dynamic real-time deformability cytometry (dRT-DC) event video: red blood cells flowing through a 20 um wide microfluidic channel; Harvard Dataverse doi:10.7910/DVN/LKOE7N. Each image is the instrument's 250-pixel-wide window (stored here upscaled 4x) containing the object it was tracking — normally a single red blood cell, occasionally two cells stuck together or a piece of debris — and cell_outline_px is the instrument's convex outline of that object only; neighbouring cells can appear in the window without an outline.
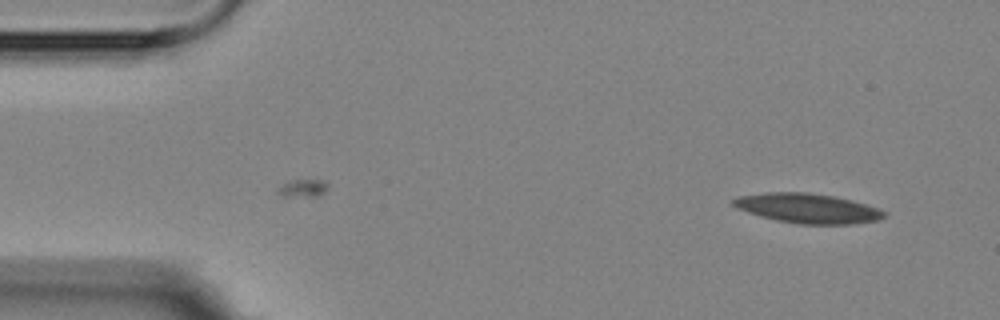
{"species": "Egyptian fruit bat (a non-hibernating species)", "species_latin": "Rousettus aegyptiacus", "temperature_condition": "room temperature", "stored_images_in_passage": 4, "camera_frame_rate_fps": 3000, "um_per_image_px": 0.085, "animal": {"sex": "female"}, "frame": {"image": 1, "passage_image": 4, "time_ms": 3.333, "image_size_px": [1000, 320], "cell_outline_px": [[888, 216], [876, 220], [848, 224], [800, 224], [776, 220], [760, 216], [736, 208], [728, 204], [732, 200], [740, 196], [768, 192], [804, 192], [832, 196], [852, 200], [888, 212]], "centroid_in_image_um": [68.62, 17.7], "position_along_channel_um": 16.4, "area_um2": 25.95}}